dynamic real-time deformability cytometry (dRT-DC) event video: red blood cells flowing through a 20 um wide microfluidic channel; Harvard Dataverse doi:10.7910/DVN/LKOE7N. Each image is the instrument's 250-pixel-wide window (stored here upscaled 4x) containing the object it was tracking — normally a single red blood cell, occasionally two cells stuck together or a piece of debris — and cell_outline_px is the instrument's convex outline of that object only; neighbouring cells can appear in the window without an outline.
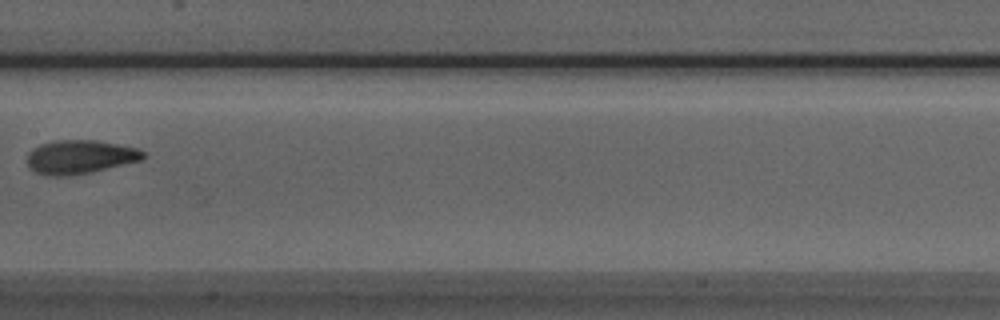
{"species": "Egyptian fruit bat (a non-hibernating species)", "species_latin": "Rousettus aegyptiacus", "temperature_condition": "room temperature", "stored_images_in_passage": 7, "camera_frame_rate_fps": 3000, "um_per_image_px": 0.085, "animal": {"sex": "male"}, "frame": {"image": 1, "passage_image": 7, "time_ms": 2.0, "image_size_px": [1000, 320], "cell_outline_px": [[148, 156], [140, 160], [88, 172], [68, 176], [48, 176], [36, 172], [28, 168], [28, 152], [32, 148], [40, 144], [52, 140], [96, 140], [140, 148]], "centroid_in_image_um": [6.77, 13.32], "position_along_channel_um": 200.6, "area_um2": 22.83}}